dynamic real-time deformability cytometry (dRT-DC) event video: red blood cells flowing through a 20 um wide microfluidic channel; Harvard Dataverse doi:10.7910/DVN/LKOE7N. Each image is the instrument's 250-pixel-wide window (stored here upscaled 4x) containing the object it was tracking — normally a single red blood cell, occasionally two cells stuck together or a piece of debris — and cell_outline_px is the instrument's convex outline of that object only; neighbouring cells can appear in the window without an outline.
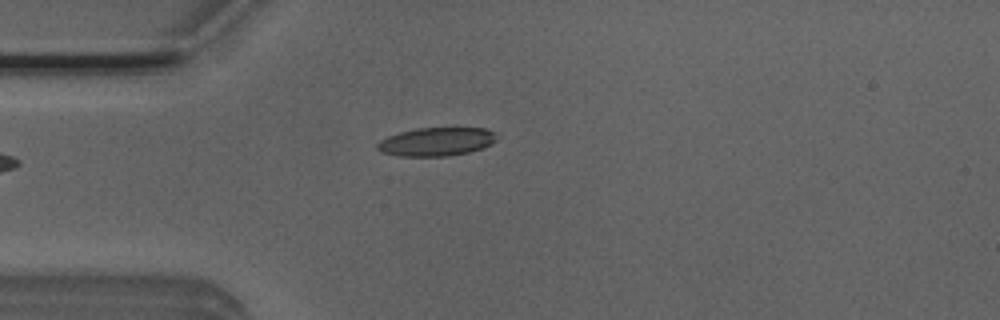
{"species": "Egyptian fruit bat (a non-hibernating species)", "species_latin": "Rousettus aegyptiacus", "temperature_condition": "room temperature", "stored_images_in_passage": 3, "camera_frame_rate_fps": 3000, "um_per_image_px": 0.085, "animal": {"sex": "male"}, "frame": {"image": 1, "passage_image": 1, "time_ms": 0.0, "image_size_px": [1000, 320], "cell_outline_px": [[496, 140], [492, 144], [468, 152], [448, 156], [400, 156], [380, 152], [376, 148], [376, 144], [380, 140], [388, 136], [400, 132], [416, 128], [484, 128], [496, 132]], "centroid_in_image_um": [37.07, 12.04], "position_along_channel_um": 47.9, "area_um2": 19.83}}